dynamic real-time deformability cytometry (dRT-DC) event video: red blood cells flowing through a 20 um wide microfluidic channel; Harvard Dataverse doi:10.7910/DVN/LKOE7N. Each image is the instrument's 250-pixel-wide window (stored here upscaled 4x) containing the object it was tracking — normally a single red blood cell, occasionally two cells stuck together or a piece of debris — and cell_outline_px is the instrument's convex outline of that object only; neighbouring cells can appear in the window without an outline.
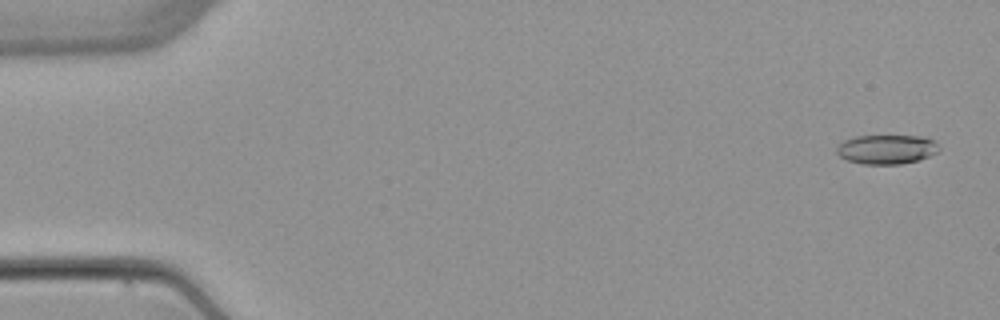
{"species": "common noctule bat (a hibernating species)", "species_latin": "Nyctalus noctula", "temperature_condition": "warm", "stored_images_in_passage": 5, "camera_frame_rate_fps": 3000, "um_per_image_px": 0.085, "animal": {"sex": "female", "body_mass_g": 22.7, "forearm_length_mm": 54.2}, "frame": {"image": 1, "passage_image": 1, "time_ms": 0.0, "image_size_px": [1000, 320], "cell_outline_px": [[940, 148], [936, 152], [928, 156], [916, 160], [900, 164], [864, 164], [848, 160], [840, 156], [836, 152], [836, 148], [844, 140], [856, 136], [924, 136], [932, 140]], "centroid_in_image_um": [75.34, 12.68], "position_along_channel_um": 9.7, "area_um2": 17.22}}
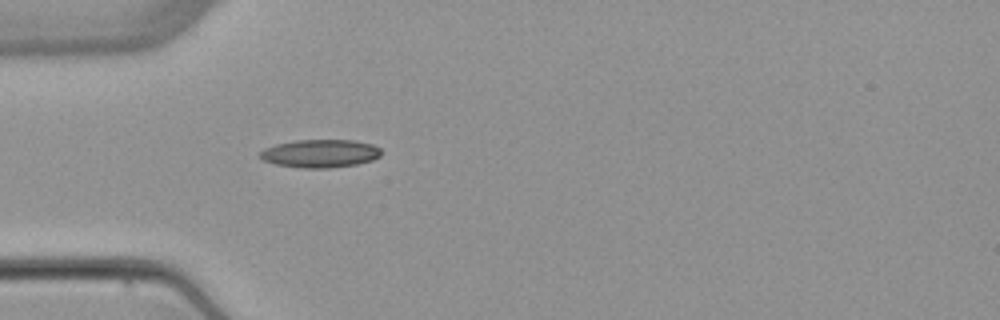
{"frame": {"image": 2, "passage_image": 5, "time_ms": 4.667, "image_size_px": [1000, 320], "cell_outline_px": [[380, 156], [372, 160], [356, 164], [328, 168], [300, 168], [276, 164], [264, 160], [256, 156], [264, 148], [276, 144], [296, 140], [356, 140], [372, 144], [380, 148]], "centroid_in_image_um": [27.19, 13.04], "position_along_channel_um": 57.8, "area_um2": 19.88}}